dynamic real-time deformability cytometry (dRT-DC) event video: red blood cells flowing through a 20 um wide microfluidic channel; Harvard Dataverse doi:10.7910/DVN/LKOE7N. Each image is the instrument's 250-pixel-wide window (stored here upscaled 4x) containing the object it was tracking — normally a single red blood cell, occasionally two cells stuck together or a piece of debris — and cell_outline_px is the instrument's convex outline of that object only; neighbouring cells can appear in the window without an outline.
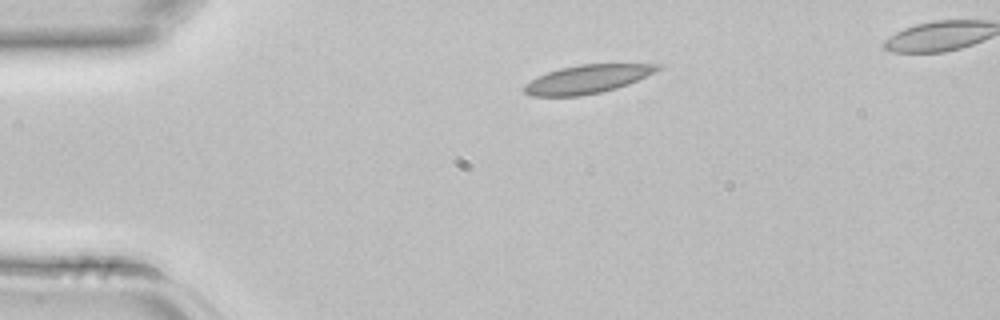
{"species": "common noctule bat (a hibernating species)", "species_latin": "Nyctalus noctula", "temperature_condition": "room temperature", "stored_images_in_passage": 3, "camera_frame_rate_fps": 3000, "um_per_image_px": 0.085, "animal": {"sex": "female", "body_mass_g": 22.7, "forearm_length_mm": 54.2}, "frame": {"image": 1, "passage_image": 1, "time_ms": 0.0, "image_size_px": [1000, 320], "cell_outline_px": [[660, 68], [656, 72], [628, 84], [616, 88], [600, 92], [580, 96], [532, 96], [524, 92], [520, 88], [524, 84], [548, 72], [560, 68], [580, 64], [660, 64]], "centroid_in_image_um": [49.9, 6.73], "position_along_channel_um": 35.1, "area_um2": 21.96}}